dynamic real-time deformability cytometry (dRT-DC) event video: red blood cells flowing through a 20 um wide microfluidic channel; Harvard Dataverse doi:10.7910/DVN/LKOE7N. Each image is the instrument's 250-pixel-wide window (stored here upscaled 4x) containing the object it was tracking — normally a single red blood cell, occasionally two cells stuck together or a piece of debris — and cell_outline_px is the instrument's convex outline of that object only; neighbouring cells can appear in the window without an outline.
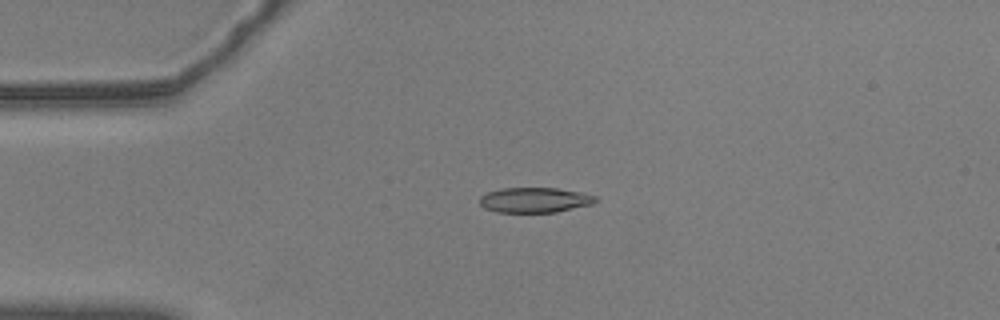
{"species": "common noctule bat (a hibernating species)", "species_latin": "Nyctalus noctula", "temperature_condition": "warm", "stored_images_in_passage": 48, "camera_frame_rate_fps": 3000, "um_per_image_px": 0.085, "animal": {"sex": "male", "body_mass_g": 20.5, "forearm_length_mm": 52.5}, "frame": {"image": 1, "passage_image": 5, "time_ms": 1.333, "image_size_px": [1000, 320], "cell_outline_px": [[600, 200], [592, 204], [556, 212], [496, 212], [484, 208], [480, 204], [480, 196], [488, 192], [500, 188], [556, 188], [580, 192], [596, 196]], "centroid_in_image_um": [45.46, 17.0], "position_along_channel_um": 39.5, "area_um2": 16.99}}
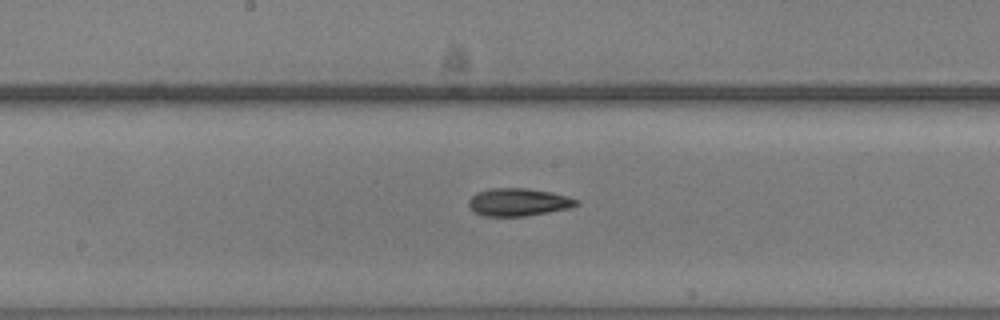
{"frame": {"image": 2, "passage_image": 21, "time_ms": 6.667, "image_size_px": [1000, 320], "cell_outline_px": [[580, 204], [568, 208], [548, 212], [524, 216], [484, 216], [476, 212], [468, 204], [468, 200], [476, 192], [492, 188], [528, 188], [552, 192], [568, 196], [580, 200]], "centroid_in_image_um": [44.09, 17.17], "position_along_channel_um": 204.1, "area_um2": 17.4}}
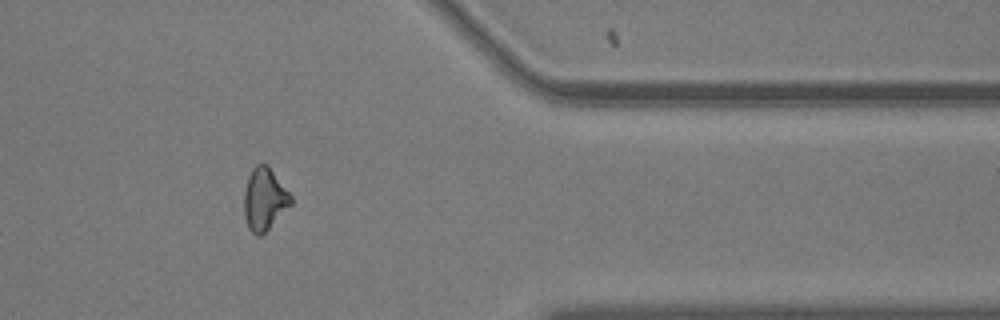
{"frame": {"image": 3, "passage_image": 38, "time_ms": 12.333, "image_size_px": [1000, 320], "cell_outline_px": [[292, 204], [260, 236], [256, 236], [248, 228], [244, 216], [244, 192], [248, 176], [252, 168], [256, 164], [268, 164], [292, 196]], "centroid_in_image_um": [22.47, 16.91], "position_along_channel_um": 388.9, "area_um2": 16.99}, "authors_computed_cell_mechanics": {"area_um2": 17.0799, "velocity_mm_per_s": 3.5873, "shape_relaxation_time_tau1_ms": 3.2816, "shape_relaxation_time_tau2_ms": 3.3428, "deformation_change_tau1": 0.1183, "deformation_change_tau2": 0.1083}}